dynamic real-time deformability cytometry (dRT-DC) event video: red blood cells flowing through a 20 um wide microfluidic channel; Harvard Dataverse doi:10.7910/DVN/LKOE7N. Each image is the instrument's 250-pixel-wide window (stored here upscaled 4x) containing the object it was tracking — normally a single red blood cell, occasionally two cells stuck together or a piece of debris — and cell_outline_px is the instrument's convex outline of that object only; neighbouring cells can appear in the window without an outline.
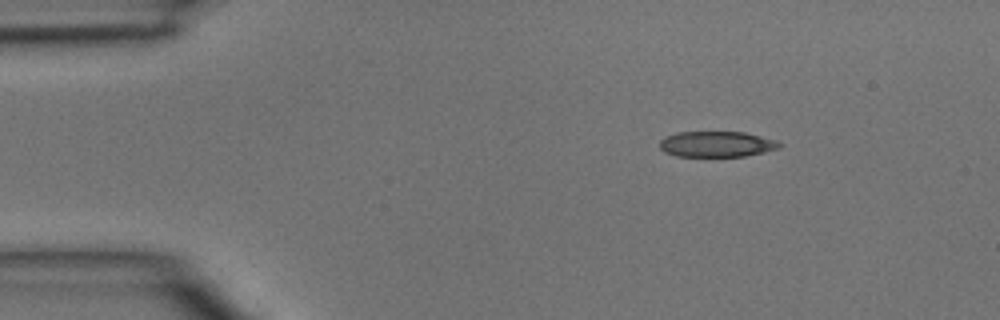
{"species": "common noctule bat (a hibernating species)", "species_latin": "Nyctalus noctula", "temperature_condition": "room temperature", "stored_images_in_passage": 40, "camera_frame_rate_fps": 3000, "um_per_image_px": 0.085, "animal": {"sex": "male", "body_mass_g": 15.6}, "frame": {"image": 1, "passage_image": 1, "time_ms": 0.0, "image_size_px": [1000, 320], "cell_outline_px": [[784, 144], [780, 148], [764, 152], [744, 156], [676, 156], [664, 152], [660, 148], [660, 140], [664, 136], [676, 132], [744, 132], [776, 140]], "centroid_in_image_um": [60.91, 12.25], "position_along_channel_um": 24.1, "area_um2": 18.03}}
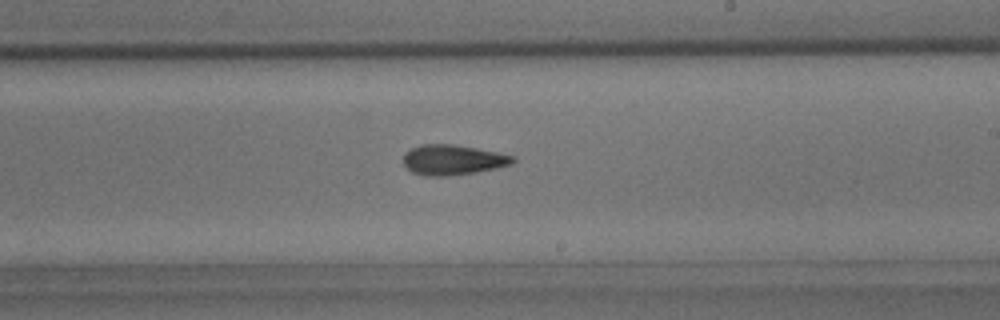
{"frame": {"image": 2, "passage_image": 21, "time_ms": 6.667, "image_size_px": [1000, 320], "cell_outline_px": [[516, 160], [512, 164], [496, 168], [476, 172], [448, 176], [428, 176], [412, 172], [404, 164], [404, 152], [420, 144], [452, 144], [476, 148], [516, 156]], "centroid_in_image_um": [38.5, 13.58], "position_along_channel_um": 250.5, "area_um2": 19.25}}
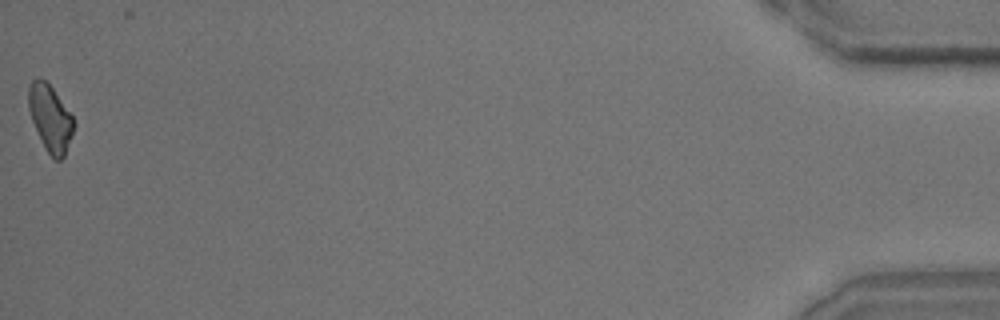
{"frame": {"image": 3, "passage_image": 40, "time_ms": 13.0, "image_size_px": [1000, 320], "cell_outline_px": [[76, 124], [64, 156], [60, 160], [56, 160], [48, 152], [40, 140], [32, 120], [28, 108], [28, 88], [32, 80], [40, 76], [52, 88], [72, 116]], "centroid_in_image_um": [4.26, 10.03], "position_along_channel_um": 430.9, "area_um2": 17.34}}